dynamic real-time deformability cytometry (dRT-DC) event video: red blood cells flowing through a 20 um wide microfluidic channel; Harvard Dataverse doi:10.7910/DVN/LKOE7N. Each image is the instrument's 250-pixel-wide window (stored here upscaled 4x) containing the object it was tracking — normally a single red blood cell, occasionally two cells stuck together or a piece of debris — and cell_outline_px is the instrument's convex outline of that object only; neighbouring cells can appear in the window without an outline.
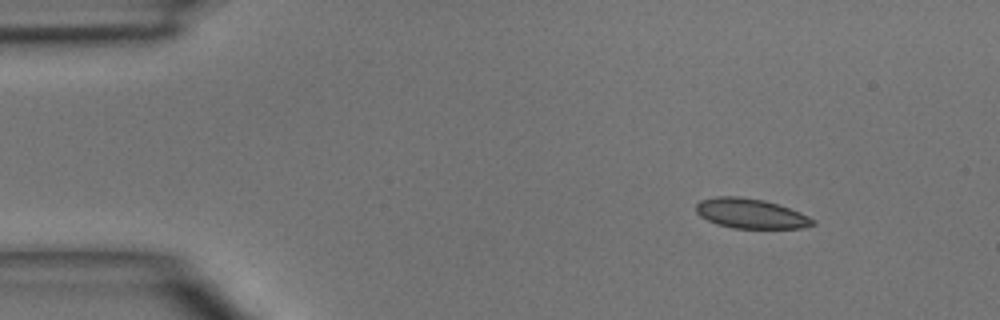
{"species": "common noctule bat (a hibernating species)", "species_latin": "Nyctalus noctula", "temperature_condition": "room temperature", "stored_images_in_passage": 3, "camera_frame_rate_fps": 3000, "um_per_image_px": 0.085, "animal": {"sex": "male", "body_mass_g": 15.6}, "frame": {"image": 1, "passage_image": 1, "time_ms": 0.0, "image_size_px": [1000, 320], "cell_outline_px": [[816, 224], [800, 228], [732, 228], [716, 224], [700, 216], [696, 212], [696, 204], [700, 200], [716, 196], [736, 196], [764, 200], [800, 212], [816, 220]], "centroid_in_image_um": [63.79, 18.15], "position_along_channel_um": 21.2, "area_um2": 20.23}}